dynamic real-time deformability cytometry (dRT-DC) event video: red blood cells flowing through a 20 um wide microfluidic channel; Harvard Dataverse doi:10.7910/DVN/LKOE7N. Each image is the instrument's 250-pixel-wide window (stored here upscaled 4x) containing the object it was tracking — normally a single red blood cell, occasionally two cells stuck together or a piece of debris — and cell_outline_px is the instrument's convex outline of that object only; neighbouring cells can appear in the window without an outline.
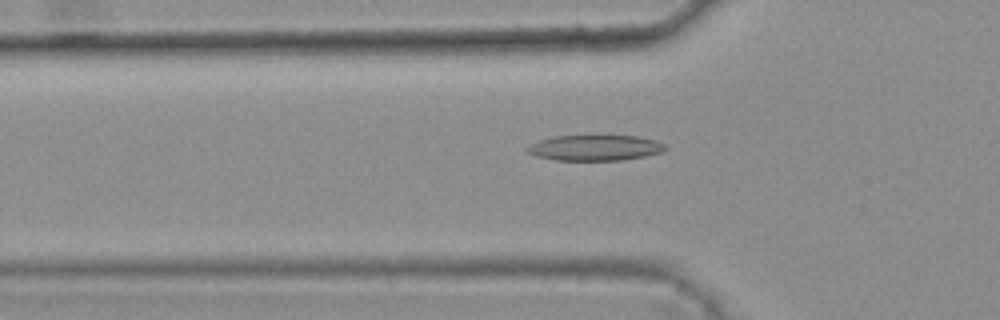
{"species": "common noctule bat (a hibernating species)", "species_latin": "Nyctalus noctula", "temperature_condition": "warm", "stored_images_in_passage": 32, "camera_frame_rate_fps": 3000, "um_per_image_px": 0.085, "animal": {"sex": "female", "body_mass_g": 25.1}, "frame": {"image": 1, "passage_image": 2, "time_ms": 0.333, "image_size_px": [1000, 320], "cell_outline_px": [[668, 148], [660, 152], [644, 156], [620, 160], [556, 160], [536, 156], [528, 152], [524, 148], [540, 140], [552, 136], [636, 136], [656, 140], [664, 144]], "centroid_in_image_um": [50.56, 12.56], "position_along_channel_um": 75.2, "area_um2": 20.4}}
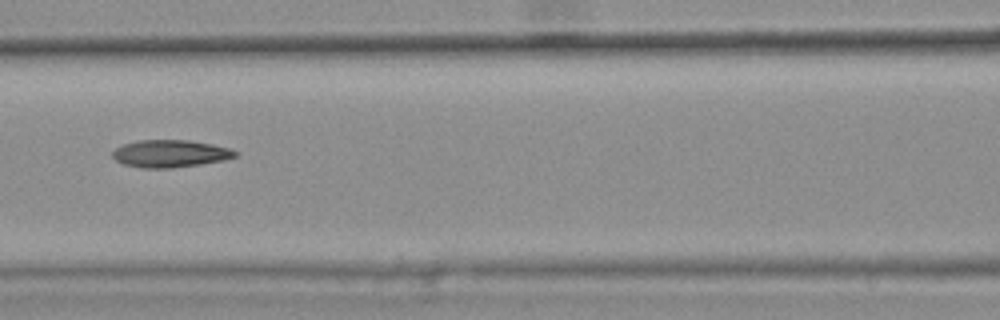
{"frame": {"image": 2, "passage_image": 8, "time_ms": 2.333, "image_size_px": [1000, 320], "cell_outline_px": [[236, 156], [224, 160], [200, 164], [168, 168], [144, 168], [124, 164], [116, 160], [112, 156], [112, 152], [116, 148], [124, 144], [140, 140], [188, 140], [212, 144], [228, 148], [236, 152]], "centroid_in_image_um": [14.45, 13.05], "position_along_channel_um": 152.2, "area_um2": 19.31}}
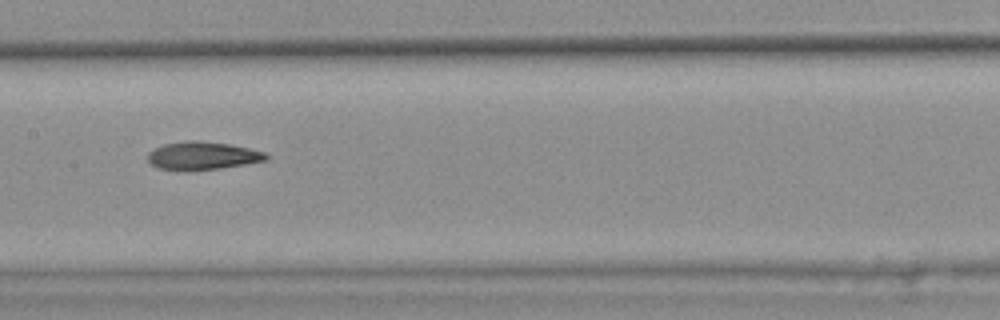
{"frame": {"image": 3, "passage_image": 11, "time_ms": 3.333, "image_size_px": [1000, 320], "cell_outline_px": [[268, 160], [220, 168], [188, 172], [156, 168], [148, 160], [148, 152], [164, 144], [188, 140], [200, 140], [232, 144], [264, 152], [268, 156]], "centroid_in_image_um": [17.19, 13.24], "position_along_channel_um": 190.2, "area_um2": 19.59}, "authors_computed_cell_mechanics": {"area_um2": 19.2763, "velocity_mm_per_s": 3.8162, "shape_relaxation_time_tau1_ms": null, "shape_relaxation_time_tau2_ms": 5.1536, "deformation_change_tau1": null, "deformation_change_tau2": 0.1515}}